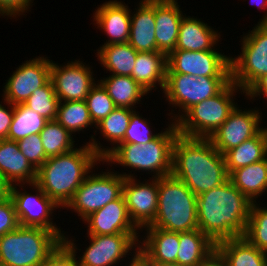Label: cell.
<instances>
[{"instance_id":"obj_1","label":"cell","mask_w":267,"mask_h":266,"mask_svg":"<svg viewBox=\"0 0 267 266\" xmlns=\"http://www.w3.org/2000/svg\"><path fill=\"white\" fill-rule=\"evenodd\" d=\"M251 205L228 179L197 196L198 229L215 244L244 236Z\"/></svg>"},{"instance_id":"obj_2","label":"cell","mask_w":267,"mask_h":266,"mask_svg":"<svg viewBox=\"0 0 267 266\" xmlns=\"http://www.w3.org/2000/svg\"><path fill=\"white\" fill-rule=\"evenodd\" d=\"M172 175L196 195L229 179L224 155L209 139L178 135L173 144Z\"/></svg>"},{"instance_id":"obj_3","label":"cell","mask_w":267,"mask_h":266,"mask_svg":"<svg viewBox=\"0 0 267 266\" xmlns=\"http://www.w3.org/2000/svg\"><path fill=\"white\" fill-rule=\"evenodd\" d=\"M102 159L84 142L73 150L49 157L37 170L35 183L63 209Z\"/></svg>"},{"instance_id":"obj_4","label":"cell","mask_w":267,"mask_h":266,"mask_svg":"<svg viewBox=\"0 0 267 266\" xmlns=\"http://www.w3.org/2000/svg\"><path fill=\"white\" fill-rule=\"evenodd\" d=\"M166 123H168L166 128H163L154 140L141 145L135 143L119 144L102 161L106 166L112 167L116 164V167L117 165L118 167H124L127 171L132 168L127 173L112 169L125 178H137L135 171L151 175L150 178L171 175L173 144L179 132L175 122L168 121Z\"/></svg>"},{"instance_id":"obj_5","label":"cell","mask_w":267,"mask_h":266,"mask_svg":"<svg viewBox=\"0 0 267 266\" xmlns=\"http://www.w3.org/2000/svg\"><path fill=\"white\" fill-rule=\"evenodd\" d=\"M146 227L170 232L198 229L197 196L172 174L158 178V209L154 221Z\"/></svg>"},{"instance_id":"obj_6","label":"cell","mask_w":267,"mask_h":266,"mask_svg":"<svg viewBox=\"0 0 267 266\" xmlns=\"http://www.w3.org/2000/svg\"><path fill=\"white\" fill-rule=\"evenodd\" d=\"M62 243L57 232L20 225L0 237V266H41Z\"/></svg>"},{"instance_id":"obj_7","label":"cell","mask_w":267,"mask_h":266,"mask_svg":"<svg viewBox=\"0 0 267 266\" xmlns=\"http://www.w3.org/2000/svg\"><path fill=\"white\" fill-rule=\"evenodd\" d=\"M237 94L244 91L230 81L215 96L194 104L175 122L179 135L209 139L238 105Z\"/></svg>"},{"instance_id":"obj_8","label":"cell","mask_w":267,"mask_h":266,"mask_svg":"<svg viewBox=\"0 0 267 266\" xmlns=\"http://www.w3.org/2000/svg\"><path fill=\"white\" fill-rule=\"evenodd\" d=\"M140 234L87 235L85 241L90 240L87 243L89 245L85 244L86 248L82 249L81 254L75 236H70L67 232L63 243L74 253L78 266H116L119 263L124 266L121 262H129L138 253Z\"/></svg>"},{"instance_id":"obj_9","label":"cell","mask_w":267,"mask_h":266,"mask_svg":"<svg viewBox=\"0 0 267 266\" xmlns=\"http://www.w3.org/2000/svg\"><path fill=\"white\" fill-rule=\"evenodd\" d=\"M231 77H193L186 74H166L164 93L168 107L170 122H176L194 104L202 102L218 94ZM175 107V110H174ZM178 108V111L176 110ZM176 111V112H175Z\"/></svg>"},{"instance_id":"obj_10","label":"cell","mask_w":267,"mask_h":266,"mask_svg":"<svg viewBox=\"0 0 267 266\" xmlns=\"http://www.w3.org/2000/svg\"><path fill=\"white\" fill-rule=\"evenodd\" d=\"M101 165H104L103 161L86 177L62 210H66V212L72 210L76 213L74 215L78 214V219L83 221L91 213L123 195L125 177L114 172L112 168L109 170L108 167L97 173L96 171Z\"/></svg>"},{"instance_id":"obj_11","label":"cell","mask_w":267,"mask_h":266,"mask_svg":"<svg viewBox=\"0 0 267 266\" xmlns=\"http://www.w3.org/2000/svg\"><path fill=\"white\" fill-rule=\"evenodd\" d=\"M240 37L239 54L230 55L231 81L244 92L267 73V27L257 23Z\"/></svg>"},{"instance_id":"obj_12","label":"cell","mask_w":267,"mask_h":266,"mask_svg":"<svg viewBox=\"0 0 267 266\" xmlns=\"http://www.w3.org/2000/svg\"><path fill=\"white\" fill-rule=\"evenodd\" d=\"M28 188L32 189L31 192ZM10 198L21 226L45 228L57 232L64 239L66 231L53 221L54 212L60 207L35 182L11 185Z\"/></svg>"},{"instance_id":"obj_13","label":"cell","mask_w":267,"mask_h":266,"mask_svg":"<svg viewBox=\"0 0 267 266\" xmlns=\"http://www.w3.org/2000/svg\"><path fill=\"white\" fill-rule=\"evenodd\" d=\"M167 74L231 77L230 55L222 53L220 46L205 51L173 50L167 55Z\"/></svg>"},{"instance_id":"obj_14","label":"cell","mask_w":267,"mask_h":266,"mask_svg":"<svg viewBox=\"0 0 267 266\" xmlns=\"http://www.w3.org/2000/svg\"><path fill=\"white\" fill-rule=\"evenodd\" d=\"M93 69L92 65L86 64L80 58L62 65L52 60L50 80L59 101L85 100L91 88L98 82Z\"/></svg>"},{"instance_id":"obj_15","label":"cell","mask_w":267,"mask_h":266,"mask_svg":"<svg viewBox=\"0 0 267 266\" xmlns=\"http://www.w3.org/2000/svg\"><path fill=\"white\" fill-rule=\"evenodd\" d=\"M262 115L264 114L260 107L242 109V106L237 105L209 140L224 155L228 150L256 136L262 130L265 117Z\"/></svg>"},{"instance_id":"obj_16","label":"cell","mask_w":267,"mask_h":266,"mask_svg":"<svg viewBox=\"0 0 267 266\" xmlns=\"http://www.w3.org/2000/svg\"><path fill=\"white\" fill-rule=\"evenodd\" d=\"M46 55L24 60L6 79L2 98L13 105L25 103L29 96L50 80L51 59Z\"/></svg>"},{"instance_id":"obj_17","label":"cell","mask_w":267,"mask_h":266,"mask_svg":"<svg viewBox=\"0 0 267 266\" xmlns=\"http://www.w3.org/2000/svg\"><path fill=\"white\" fill-rule=\"evenodd\" d=\"M123 197L128 215L141 231L149 226L156 217L158 209V178H125Z\"/></svg>"},{"instance_id":"obj_18","label":"cell","mask_w":267,"mask_h":266,"mask_svg":"<svg viewBox=\"0 0 267 266\" xmlns=\"http://www.w3.org/2000/svg\"><path fill=\"white\" fill-rule=\"evenodd\" d=\"M93 25L107 35L106 41L100 45L126 43L130 37L131 7L124 1L109 0L94 9Z\"/></svg>"},{"instance_id":"obj_19","label":"cell","mask_w":267,"mask_h":266,"mask_svg":"<svg viewBox=\"0 0 267 266\" xmlns=\"http://www.w3.org/2000/svg\"><path fill=\"white\" fill-rule=\"evenodd\" d=\"M82 223L87 225L86 235H115L140 233L131 221L123 195L103 208L91 213Z\"/></svg>"},{"instance_id":"obj_20","label":"cell","mask_w":267,"mask_h":266,"mask_svg":"<svg viewBox=\"0 0 267 266\" xmlns=\"http://www.w3.org/2000/svg\"><path fill=\"white\" fill-rule=\"evenodd\" d=\"M140 232L145 236L140 235L138 254L146 262L176 263L179 232L154 227H145Z\"/></svg>"},{"instance_id":"obj_21","label":"cell","mask_w":267,"mask_h":266,"mask_svg":"<svg viewBox=\"0 0 267 266\" xmlns=\"http://www.w3.org/2000/svg\"><path fill=\"white\" fill-rule=\"evenodd\" d=\"M134 111L135 110L129 108L117 107L96 124L95 134L89 136L90 138L87 143L101 159H103L124 140V135L128 128L131 114ZM97 132L101 135V140H106L109 142L107 145L110 146H103V144L100 143L98 140L99 138H96V135H98Z\"/></svg>"},{"instance_id":"obj_22","label":"cell","mask_w":267,"mask_h":266,"mask_svg":"<svg viewBox=\"0 0 267 266\" xmlns=\"http://www.w3.org/2000/svg\"><path fill=\"white\" fill-rule=\"evenodd\" d=\"M203 21L202 18L183 16L175 50L205 51L219 46L222 31Z\"/></svg>"},{"instance_id":"obj_23","label":"cell","mask_w":267,"mask_h":266,"mask_svg":"<svg viewBox=\"0 0 267 266\" xmlns=\"http://www.w3.org/2000/svg\"><path fill=\"white\" fill-rule=\"evenodd\" d=\"M0 175L10 185L36 181L37 170L21 153L16 141L0 140Z\"/></svg>"},{"instance_id":"obj_24","label":"cell","mask_w":267,"mask_h":266,"mask_svg":"<svg viewBox=\"0 0 267 266\" xmlns=\"http://www.w3.org/2000/svg\"><path fill=\"white\" fill-rule=\"evenodd\" d=\"M136 6L131 9L128 43L138 52H160L155 39V3L138 2Z\"/></svg>"},{"instance_id":"obj_25","label":"cell","mask_w":267,"mask_h":266,"mask_svg":"<svg viewBox=\"0 0 267 266\" xmlns=\"http://www.w3.org/2000/svg\"><path fill=\"white\" fill-rule=\"evenodd\" d=\"M185 13L180 2L155 3V39L157 51L168 55L176 49L179 27Z\"/></svg>"},{"instance_id":"obj_26","label":"cell","mask_w":267,"mask_h":266,"mask_svg":"<svg viewBox=\"0 0 267 266\" xmlns=\"http://www.w3.org/2000/svg\"><path fill=\"white\" fill-rule=\"evenodd\" d=\"M167 74V55L163 52H138L130 75L145 91L164 90Z\"/></svg>"},{"instance_id":"obj_27","label":"cell","mask_w":267,"mask_h":266,"mask_svg":"<svg viewBox=\"0 0 267 266\" xmlns=\"http://www.w3.org/2000/svg\"><path fill=\"white\" fill-rule=\"evenodd\" d=\"M216 256V244L199 229L179 232L176 263L181 266H205Z\"/></svg>"},{"instance_id":"obj_28","label":"cell","mask_w":267,"mask_h":266,"mask_svg":"<svg viewBox=\"0 0 267 266\" xmlns=\"http://www.w3.org/2000/svg\"><path fill=\"white\" fill-rule=\"evenodd\" d=\"M216 256L225 266H266L267 253L245 237L226 239L216 244Z\"/></svg>"},{"instance_id":"obj_29","label":"cell","mask_w":267,"mask_h":266,"mask_svg":"<svg viewBox=\"0 0 267 266\" xmlns=\"http://www.w3.org/2000/svg\"><path fill=\"white\" fill-rule=\"evenodd\" d=\"M111 97L116 107L136 110L149 93L145 91L131 76L110 74L97 80Z\"/></svg>"},{"instance_id":"obj_30","label":"cell","mask_w":267,"mask_h":266,"mask_svg":"<svg viewBox=\"0 0 267 266\" xmlns=\"http://www.w3.org/2000/svg\"><path fill=\"white\" fill-rule=\"evenodd\" d=\"M229 179L251 202L260 201L259 198L267 194V157L233 170L229 174Z\"/></svg>"},{"instance_id":"obj_31","label":"cell","mask_w":267,"mask_h":266,"mask_svg":"<svg viewBox=\"0 0 267 266\" xmlns=\"http://www.w3.org/2000/svg\"><path fill=\"white\" fill-rule=\"evenodd\" d=\"M97 61L106 73L130 76L135 66L138 51L128 42L99 46L95 51Z\"/></svg>"},{"instance_id":"obj_32","label":"cell","mask_w":267,"mask_h":266,"mask_svg":"<svg viewBox=\"0 0 267 266\" xmlns=\"http://www.w3.org/2000/svg\"><path fill=\"white\" fill-rule=\"evenodd\" d=\"M266 157V138L262 130L256 136L245 140L224 154L228 174L233 170L259 162Z\"/></svg>"},{"instance_id":"obj_33","label":"cell","mask_w":267,"mask_h":266,"mask_svg":"<svg viewBox=\"0 0 267 266\" xmlns=\"http://www.w3.org/2000/svg\"><path fill=\"white\" fill-rule=\"evenodd\" d=\"M55 120L75 138L77 133L80 135L81 131L85 133L90 128H93V132H95L96 125L91 119L85 100L59 102Z\"/></svg>"},{"instance_id":"obj_34","label":"cell","mask_w":267,"mask_h":266,"mask_svg":"<svg viewBox=\"0 0 267 266\" xmlns=\"http://www.w3.org/2000/svg\"><path fill=\"white\" fill-rule=\"evenodd\" d=\"M48 120L24 103L14 105V116L8 132V140L19 141L32 134H39Z\"/></svg>"},{"instance_id":"obj_35","label":"cell","mask_w":267,"mask_h":266,"mask_svg":"<svg viewBox=\"0 0 267 266\" xmlns=\"http://www.w3.org/2000/svg\"><path fill=\"white\" fill-rule=\"evenodd\" d=\"M39 134L48 158L69 152L78 146L75 144V136L56 120H48Z\"/></svg>"},{"instance_id":"obj_36","label":"cell","mask_w":267,"mask_h":266,"mask_svg":"<svg viewBox=\"0 0 267 266\" xmlns=\"http://www.w3.org/2000/svg\"><path fill=\"white\" fill-rule=\"evenodd\" d=\"M263 201L252 202L243 237L259 250L267 253V206L263 204Z\"/></svg>"},{"instance_id":"obj_37","label":"cell","mask_w":267,"mask_h":266,"mask_svg":"<svg viewBox=\"0 0 267 266\" xmlns=\"http://www.w3.org/2000/svg\"><path fill=\"white\" fill-rule=\"evenodd\" d=\"M59 102L53 84L49 80L43 87L36 89L24 104L45 119L55 120Z\"/></svg>"},{"instance_id":"obj_38","label":"cell","mask_w":267,"mask_h":266,"mask_svg":"<svg viewBox=\"0 0 267 266\" xmlns=\"http://www.w3.org/2000/svg\"><path fill=\"white\" fill-rule=\"evenodd\" d=\"M139 111L135 110L130 117L128 128L124 135V140L120 144H146L154 140L160 133L153 131L150 120L143 117ZM152 130V131H151ZM155 132V133H154Z\"/></svg>"},{"instance_id":"obj_39","label":"cell","mask_w":267,"mask_h":266,"mask_svg":"<svg viewBox=\"0 0 267 266\" xmlns=\"http://www.w3.org/2000/svg\"><path fill=\"white\" fill-rule=\"evenodd\" d=\"M85 102L95 125L117 108L109 94L99 82L91 88Z\"/></svg>"},{"instance_id":"obj_40","label":"cell","mask_w":267,"mask_h":266,"mask_svg":"<svg viewBox=\"0 0 267 266\" xmlns=\"http://www.w3.org/2000/svg\"><path fill=\"white\" fill-rule=\"evenodd\" d=\"M19 150L30 164L38 170L48 159L45 155L40 134H32L17 141Z\"/></svg>"},{"instance_id":"obj_41","label":"cell","mask_w":267,"mask_h":266,"mask_svg":"<svg viewBox=\"0 0 267 266\" xmlns=\"http://www.w3.org/2000/svg\"><path fill=\"white\" fill-rule=\"evenodd\" d=\"M34 0H0V17L16 19L31 12ZM6 16V17H5Z\"/></svg>"},{"instance_id":"obj_42","label":"cell","mask_w":267,"mask_h":266,"mask_svg":"<svg viewBox=\"0 0 267 266\" xmlns=\"http://www.w3.org/2000/svg\"><path fill=\"white\" fill-rule=\"evenodd\" d=\"M20 226L12 199L0 203V237Z\"/></svg>"},{"instance_id":"obj_43","label":"cell","mask_w":267,"mask_h":266,"mask_svg":"<svg viewBox=\"0 0 267 266\" xmlns=\"http://www.w3.org/2000/svg\"><path fill=\"white\" fill-rule=\"evenodd\" d=\"M41 266H78L74 253L62 243Z\"/></svg>"},{"instance_id":"obj_44","label":"cell","mask_w":267,"mask_h":266,"mask_svg":"<svg viewBox=\"0 0 267 266\" xmlns=\"http://www.w3.org/2000/svg\"><path fill=\"white\" fill-rule=\"evenodd\" d=\"M13 116L14 105L2 98V101H0V140L8 139Z\"/></svg>"},{"instance_id":"obj_45","label":"cell","mask_w":267,"mask_h":266,"mask_svg":"<svg viewBox=\"0 0 267 266\" xmlns=\"http://www.w3.org/2000/svg\"><path fill=\"white\" fill-rule=\"evenodd\" d=\"M262 98L267 101V73L259 77L245 92L244 99L252 104ZM254 100V101H253ZM267 103V102H266ZM267 105V104H266Z\"/></svg>"},{"instance_id":"obj_46","label":"cell","mask_w":267,"mask_h":266,"mask_svg":"<svg viewBox=\"0 0 267 266\" xmlns=\"http://www.w3.org/2000/svg\"><path fill=\"white\" fill-rule=\"evenodd\" d=\"M11 185L0 175V203L10 197Z\"/></svg>"},{"instance_id":"obj_47","label":"cell","mask_w":267,"mask_h":266,"mask_svg":"<svg viewBox=\"0 0 267 266\" xmlns=\"http://www.w3.org/2000/svg\"><path fill=\"white\" fill-rule=\"evenodd\" d=\"M245 2V0H243ZM249 2L252 4V5H255L258 9L257 10H264L263 13V16L259 19V21L257 23H263L266 19H267V0H249ZM249 3V4H250Z\"/></svg>"},{"instance_id":"obj_48","label":"cell","mask_w":267,"mask_h":266,"mask_svg":"<svg viewBox=\"0 0 267 266\" xmlns=\"http://www.w3.org/2000/svg\"><path fill=\"white\" fill-rule=\"evenodd\" d=\"M124 266H148V263L137 253L128 263Z\"/></svg>"},{"instance_id":"obj_49","label":"cell","mask_w":267,"mask_h":266,"mask_svg":"<svg viewBox=\"0 0 267 266\" xmlns=\"http://www.w3.org/2000/svg\"><path fill=\"white\" fill-rule=\"evenodd\" d=\"M178 0H139L142 3H176Z\"/></svg>"},{"instance_id":"obj_50","label":"cell","mask_w":267,"mask_h":266,"mask_svg":"<svg viewBox=\"0 0 267 266\" xmlns=\"http://www.w3.org/2000/svg\"><path fill=\"white\" fill-rule=\"evenodd\" d=\"M205 266H225L221 260L215 256L210 262H208Z\"/></svg>"},{"instance_id":"obj_51","label":"cell","mask_w":267,"mask_h":266,"mask_svg":"<svg viewBox=\"0 0 267 266\" xmlns=\"http://www.w3.org/2000/svg\"><path fill=\"white\" fill-rule=\"evenodd\" d=\"M148 266H181L177 263H158V262H147Z\"/></svg>"},{"instance_id":"obj_52","label":"cell","mask_w":267,"mask_h":266,"mask_svg":"<svg viewBox=\"0 0 267 266\" xmlns=\"http://www.w3.org/2000/svg\"><path fill=\"white\" fill-rule=\"evenodd\" d=\"M262 131L264 132V135H265V138H266V146H267V124H266V126L262 125Z\"/></svg>"},{"instance_id":"obj_53","label":"cell","mask_w":267,"mask_h":266,"mask_svg":"<svg viewBox=\"0 0 267 266\" xmlns=\"http://www.w3.org/2000/svg\"><path fill=\"white\" fill-rule=\"evenodd\" d=\"M263 24L267 27V19L263 22Z\"/></svg>"}]
</instances>
